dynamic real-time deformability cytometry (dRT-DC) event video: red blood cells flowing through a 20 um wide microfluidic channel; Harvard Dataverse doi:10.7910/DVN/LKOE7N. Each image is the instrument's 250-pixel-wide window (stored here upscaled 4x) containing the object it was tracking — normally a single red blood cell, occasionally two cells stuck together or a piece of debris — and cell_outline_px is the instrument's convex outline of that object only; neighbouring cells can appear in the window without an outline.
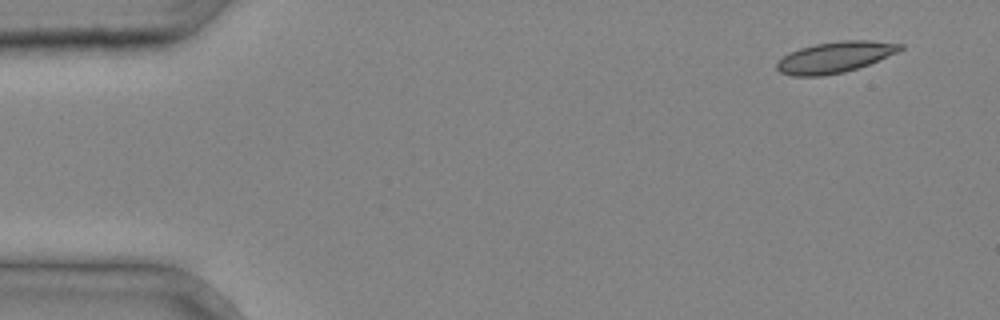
{"species": "common noctule bat (a hibernating species)", "species_latin": "Nyctalus noctula", "temperature_condition": "cold", "stored_images_in_passage": 3, "camera_frame_rate_fps": 3000, "um_per_image_px": 0.085, "animal": {"sex": "male", "body_mass_g": 20.4}, "frame": {"image": 1, "passage_image": 1, "time_ms": 0.0, "image_size_px": [1000, 320], "cell_outline_px": [[904, 48], [896, 52], [868, 64], [844, 72], [824, 76], [792, 76], [780, 72], [776, 68], [776, 64], [784, 56], [800, 48], [816, 44], [840, 40], [868, 40], [904, 44]], "centroid_in_image_um": [70.96, 4.86], "position_along_channel_um": 14.0, "area_um2": 22.02}}